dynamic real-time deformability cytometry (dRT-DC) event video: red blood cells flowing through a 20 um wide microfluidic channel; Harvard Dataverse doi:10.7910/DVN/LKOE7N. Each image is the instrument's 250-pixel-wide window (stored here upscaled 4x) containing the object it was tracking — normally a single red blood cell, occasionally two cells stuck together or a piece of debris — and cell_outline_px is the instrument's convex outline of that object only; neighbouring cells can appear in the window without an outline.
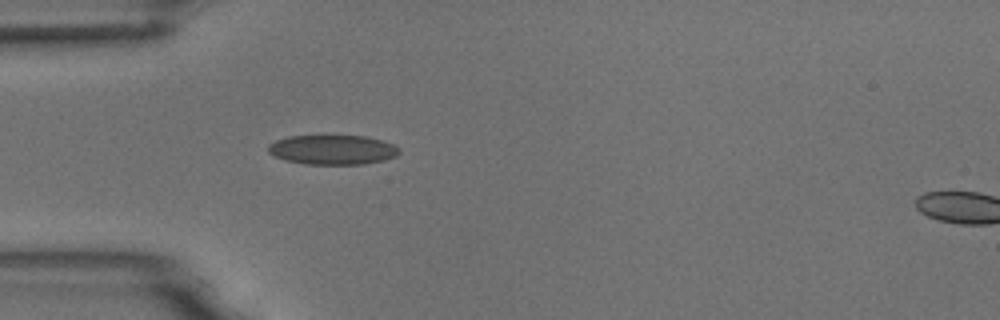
{"species": "common noctule bat (a hibernating species)", "species_latin": "Nyctalus noctula", "temperature_condition": "room temperature", "stored_images_in_passage": 5, "segment_of_instrument_passage": [1, 2], "camera_frame_rate_fps": 3000, "um_per_image_px": 0.085, "animal": {"sex": "male", "body_mass_g": 18.8}, "frame": {"image": 1, "passage_image": 4, "time_ms": 1.0, "image_size_px": [1000, 320], "cell_outline_px": [[400, 152], [396, 156], [384, 160], [364, 164], [304, 164], [284, 160], [268, 152], [268, 144], [276, 140], [288, 136], [368, 136], [384, 140], [400, 148]], "centroid_in_image_um": [28.29, 12.73], "position_along_channel_um": 56.7, "area_um2": 22.72}}